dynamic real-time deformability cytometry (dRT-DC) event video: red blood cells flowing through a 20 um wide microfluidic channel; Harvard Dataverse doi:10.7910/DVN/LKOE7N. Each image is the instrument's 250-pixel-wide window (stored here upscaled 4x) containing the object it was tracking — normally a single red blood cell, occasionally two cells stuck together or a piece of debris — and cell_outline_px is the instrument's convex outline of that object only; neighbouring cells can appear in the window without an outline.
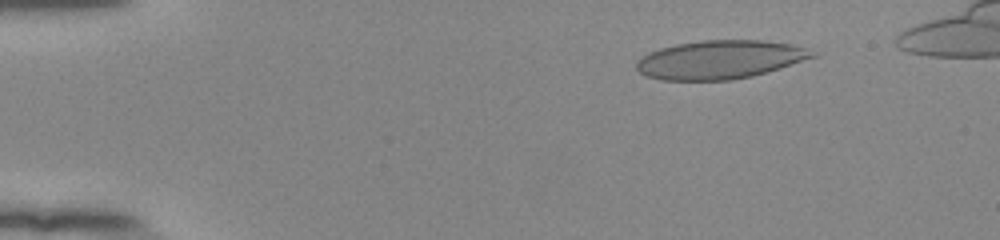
{"species": "human", "species_latin": "Homo sapiens", "temperature_condition": "room temperature", "stored_images_in_passage": 53, "camera_frame_rate_fps": 3000, "um_per_image_px": 0.085, "donor": {"sex": "female"}, "frame": {"image": 1, "passage_image": 7, "time_ms": 2.0, "image_size_px": [1000, 240], "cell_outline_px": [[816, 56], [780, 68], [752, 76], [728, 80], [660, 80], [644, 76], [636, 68], [636, 64], [648, 52], [660, 48], [676, 44], [704, 40], [760, 40], [788, 44], [804, 48]], "centroid_in_image_um": [61.12, 5.08], "position_along_channel_um": 23.9, "area_um2": 39.02}}
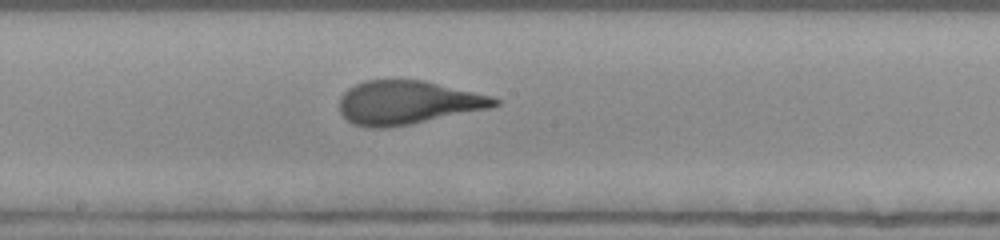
{"frame": {"image": 2, "passage_image": 29, "time_ms": 9.333, "image_size_px": [1000, 240], "cell_outline_px": [[500, 104], [488, 108], [412, 124], [384, 128], [368, 128], [352, 124], [340, 112], [340, 96], [348, 88], [364, 80], [424, 80], [492, 96], [500, 100]], "centroid_in_image_um": [34.63, 8.72], "position_along_channel_um": 213.6, "area_um2": 39.36}}
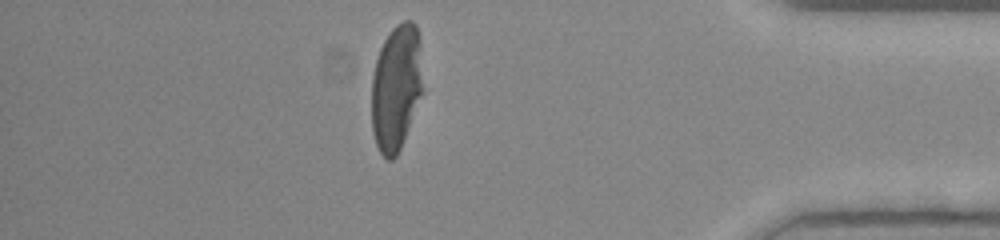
{"frame": {"image": 3, "passage_image": 46, "time_ms": 15.0, "image_size_px": [1000, 240], "cell_outline_px": [[424, 88], [400, 148], [396, 156], [392, 160], [388, 160], [380, 152], [376, 144], [372, 132], [372, 76], [376, 60], [380, 48], [388, 32], [396, 24], [404, 20], [412, 20], [416, 24], [420, 40]], "centroid_in_image_um": [33.69, 7.39], "position_along_channel_um": 401.5, "area_um2": 38.03}}